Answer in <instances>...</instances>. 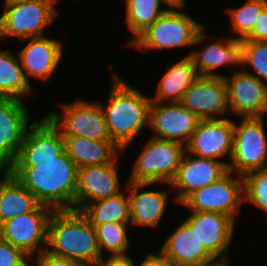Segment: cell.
I'll use <instances>...</instances> for the list:
<instances>
[{
	"instance_id": "cell-1",
	"label": "cell",
	"mask_w": 267,
	"mask_h": 266,
	"mask_svg": "<svg viewBox=\"0 0 267 266\" xmlns=\"http://www.w3.org/2000/svg\"><path fill=\"white\" fill-rule=\"evenodd\" d=\"M8 171L40 204L54 210L75 209L78 168L66 151L54 161H15Z\"/></svg>"
},
{
	"instance_id": "cell-2",
	"label": "cell",
	"mask_w": 267,
	"mask_h": 266,
	"mask_svg": "<svg viewBox=\"0 0 267 266\" xmlns=\"http://www.w3.org/2000/svg\"><path fill=\"white\" fill-rule=\"evenodd\" d=\"M49 253L98 266L101 259L96 229L79 210H54L48 224Z\"/></svg>"
},
{
	"instance_id": "cell-3",
	"label": "cell",
	"mask_w": 267,
	"mask_h": 266,
	"mask_svg": "<svg viewBox=\"0 0 267 266\" xmlns=\"http://www.w3.org/2000/svg\"><path fill=\"white\" fill-rule=\"evenodd\" d=\"M112 82L108 102L105 105L99 104L111 140L124 152L142 128L149 126L151 98L131 87L116 74Z\"/></svg>"
},
{
	"instance_id": "cell-4",
	"label": "cell",
	"mask_w": 267,
	"mask_h": 266,
	"mask_svg": "<svg viewBox=\"0 0 267 266\" xmlns=\"http://www.w3.org/2000/svg\"><path fill=\"white\" fill-rule=\"evenodd\" d=\"M185 7V1H178L141 32L129 46L159 50L201 45L205 40L204 25L183 12Z\"/></svg>"
},
{
	"instance_id": "cell-5",
	"label": "cell",
	"mask_w": 267,
	"mask_h": 266,
	"mask_svg": "<svg viewBox=\"0 0 267 266\" xmlns=\"http://www.w3.org/2000/svg\"><path fill=\"white\" fill-rule=\"evenodd\" d=\"M135 161L129 181L168 184L175 178L186 146L151 137Z\"/></svg>"
},
{
	"instance_id": "cell-6",
	"label": "cell",
	"mask_w": 267,
	"mask_h": 266,
	"mask_svg": "<svg viewBox=\"0 0 267 266\" xmlns=\"http://www.w3.org/2000/svg\"><path fill=\"white\" fill-rule=\"evenodd\" d=\"M58 0H33L13 6H4L0 16V38L16 37L26 42L28 38L42 37L44 31L58 16Z\"/></svg>"
},
{
	"instance_id": "cell-7",
	"label": "cell",
	"mask_w": 267,
	"mask_h": 266,
	"mask_svg": "<svg viewBox=\"0 0 267 266\" xmlns=\"http://www.w3.org/2000/svg\"><path fill=\"white\" fill-rule=\"evenodd\" d=\"M263 117L243 118L234 122L233 151L228 170L237 175L265 169L267 162V135ZM238 125V126H237Z\"/></svg>"
},
{
	"instance_id": "cell-8",
	"label": "cell",
	"mask_w": 267,
	"mask_h": 266,
	"mask_svg": "<svg viewBox=\"0 0 267 266\" xmlns=\"http://www.w3.org/2000/svg\"><path fill=\"white\" fill-rule=\"evenodd\" d=\"M242 202V176L228 170L215 182L191 193L180 205L195 212L221 213L235 221Z\"/></svg>"
},
{
	"instance_id": "cell-9",
	"label": "cell",
	"mask_w": 267,
	"mask_h": 266,
	"mask_svg": "<svg viewBox=\"0 0 267 266\" xmlns=\"http://www.w3.org/2000/svg\"><path fill=\"white\" fill-rule=\"evenodd\" d=\"M54 209L39 204L33 211L6 220L0 225V237L33 257L47 249L48 224Z\"/></svg>"
},
{
	"instance_id": "cell-10",
	"label": "cell",
	"mask_w": 267,
	"mask_h": 266,
	"mask_svg": "<svg viewBox=\"0 0 267 266\" xmlns=\"http://www.w3.org/2000/svg\"><path fill=\"white\" fill-rule=\"evenodd\" d=\"M62 113L46 116L60 130L62 136H81L90 140L112 141L100 104L96 101L75 100L62 105Z\"/></svg>"
},
{
	"instance_id": "cell-11",
	"label": "cell",
	"mask_w": 267,
	"mask_h": 266,
	"mask_svg": "<svg viewBox=\"0 0 267 266\" xmlns=\"http://www.w3.org/2000/svg\"><path fill=\"white\" fill-rule=\"evenodd\" d=\"M200 121L180 102L164 105L163 102L151 101L148 127L156 133L152 137L186 146Z\"/></svg>"
},
{
	"instance_id": "cell-12",
	"label": "cell",
	"mask_w": 267,
	"mask_h": 266,
	"mask_svg": "<svg viewBox=\"0 0 267 266\" xmlns=\"http://www.w3.org/2000/svg\"><path fill=\"white\" fill-rule=\"evenodd\" d=\"M223 76L228 97L229 111L242 118L264 117L267 114V83L244 70Z\"/></svg>"
},
{
	"instance_id": "cell-13",
	"label": "cell",
	"mask_w": 267,
	"mask_h": 266,
	"mask_svg": "<svg viewBox=\"0 0 267 266\" xmlns=\"http://www.w3.org/2000/svg\"><path fill=\"white\" fill-rule=\"evenodd\" d=\"M233 142V120L227 117L201 120L186 145V152L197 157L219 161L227 154L231 159Z\"/></svg>"
},
{
	"instance_id": "cell-14",
	"label": "cell",
	"mask_w": 267,
	"mask_h": 266,
	"mask_svg": "<svg viewBox=\"0 0 267 266\" xmlns=\"http://www.w3.org/2000/svg\"><path fill=\"white\" fill-rule=\"evenodd\" d=\"M23 100L0 98V163L7 169L15 162L29 127Z\"/></svg>"
},
{
	"instance_id": "cell-15",
	"label": "cell",
	"mask_w": 267,
	"mask_h": 266,
	"mask_svg": "<svg viewBox=\"0 0 267 266\" xmlns=\"http://www.w3.org/2000/svg\"><path fill=\"white\" fill-rule=\"evenodd\" d=\"M180 103L201 120L225 118L223 114L229 109L224 78L200 76Z\"/></svg>"
},
{
	"instance_id": "cell-16",
	"label": "cell",
	"mask_w": 267,
	"mask_h": 266,
	"mask_svg": "<svg viewBox=\"0 0 267 266\" xmlns=\"http://www.w3.org/2000/svg\"><path fill=\"white\" fill-rule=\"evenodd\" d=\"M191 156L187 152L184 154L177 174L170 183L171 187L181 190L174 198L177 204H181L191 193L215 182L228 171L227 161Z\"/></svg>"
},
{
	"instance_id": "cell-17",
	"label": "cell",
	"mask_w": 267,
	"mask_h": 266,
	"mask_svg": "<svg viewBox=\"0 0 267 266\" xmlns=\"http://www.w3.org/2000/svg\"><path fill=\"white\" fill-rule=\"evenodd\" d=\"M118 157L109 164L93 165L78 169L75 210L87 203L123 192L120 189Z\"/></svg>"
},
{
	"instance_id": "cell-18",
	"label": "cell",
	"mask_w": 267,
	"mask_h": 266,
	"mask_svg": "<svg viewBox=\"0 0 267 266\" xmlns=\"http://www.w3.org/2000/svg\"><path fill=\"white\" fill-rule=\"evenodd\" d=\"M186 218V222L196 231L200 243L216 258L227 261L224 254L230 246L235 223L230 216L216 212H195Z\"/></svg>"
},
{
	"instance_id": "cell-19",
	"label": "cell",
	"mask_w": 267,
	"mask_h": 266,
	"mask_svg": "<svg viewBox=\"0 0 267 266\" xmlns=\"http://www.w3.org/2000/svg\"><path fill=\"white\" fill-rule=\"evenodd\" d=\"M64 151L60 130L45 115L27 131L15 161H54Z\"/></svg>"
},
{
	"instance_id": "cell-20",
	"label": "cell",
	"mask_w": 267,
	"mask_h": 266,
	"mask_svg": "<svg viewBox=\"0 0 267 266\" xmlns=\"http://www.w3.org/2000/svg\"><path fill=\"white\" fill-rule=\"evenodd\" d=\"M62 42L47 37L30 38L18 53L27 81L30 77L47 81L57 69L63 56Z\"/></svg>"
},
{
	"instance_id": "cell-21",
	"label": "cell",
	"mask_w": 267,
	"mask_h": 266,
	"mask_svg": "<svg viewBox=\"0 0 267 266\" xmlns=\"http://www.w3.org/2000/svg\"><path fill=\"white\" fill-rule=\"evenodd\" d=\"M160 251L175 266H197L216 259L185 220L165 239Z\"/></svg>"
},
{
	"instance_id": "cell-22",
	"label": "cell",
	"mask_w": 267,
	"mask_h": 266,
	"mask_svg": "<svg viewBox=\"0 0 267 266\" xmlns=\"http://www.w3.org/2000/svg\"><path fill=\"white\" fill-rule=\"evenodd\" d=\"M191 57L200 76L223 77L213 70L222 65H244V39H234L233 36L219 39L207 44L201 51H192Z\"/></svg>"
},
{
	"instance_id": "cell-23",
	"label": "cell",
	"mask_w": 267,
	"mask_h": 266,
	"mask_svg": "<svg viewBox=\"0 0 267 266\" xmlns=\"http://www.w3.org/2000/svg\"><path fill=\"white\" fill-rule=\"evenodd\" d=\"M153 183H134L128 181V196L130 201V224L156 227L163 217L168 194L165 191H142V188Z\"/></svg>"
},
{
	"instance_id": "cell-24",
	"label": "cell",
	"mask_w": 267,
	"mask_h": 266,
	"mask_svg": "<svg viewBox=\"0 0 267 266\" xmlns=\"http://www.w3.org/2000/svg\"><path fill=\"white\" fill-rule=\"evenodd\" d=\"M65 151L77 168L112 163L122 154L113 141L90 140L81 136H63Z\"/></svg>"
},
{
	"instance_id": "cell-25",
	"label": "cell",
	"mask_w": 267,
	"mask_h": 266,
	"mask_svg": "<svg viewBox=\"0 0 267 266\" xmlns=\"http://www.w3.org/2000/svg\"><path fill=\"white\" fill-rule=\"evenodd\" d=\"M200 77L190 56H185L180 61L167 69L158 82L154 102H181L185 92Z\"/></svg>"
},
{
	"instance_id": "cell-26",
	"label": "cell",
	"mask_w": 267,
	"mask_h": 266,
	"mask_svg": "<svg viewBox=\"0 0 267 266\" xmlns=\"http://www.w3.org/2000/svg\"><path fill=\"white\" fill-rule=\"evenodd\" d=\"M2 180V181H1ZM0 180V225L33 211L40 203L9 171Z\"/></svg>"
},
{
	"instance_id": "cell-27",
	"label": "cell",
	"mask_w": 267,
	"mask_h": 266,
	"mask_svg": "<svg viewBox=\"0 0 267 266\" xmlns=\"http://www.w3.org/2000/svg\"><path fill=\"white\" fill-rule=\"evenodd\" d=\"M123 192L87 203L80 212L96 227L110 222L130 223L129 196Z\"/></svg>"
},
{
	"instance_id": "cell-28",
	"label": "cell",
	"mask_w": 267,
	"mask_h": 266,
	"mask_svg": "<svg viewBox=\"0 0 267 266\" xmlns=\"http://www.w3.org/2000/svg\"><path fill=\"white\" fill-rule=\"evenodd\" d=\"M11 51L0 50V98L23 100L31 93L21 62Z\"/></svg>"
},
{
	"instance_id": "cell-29",
	"label": "cell",
	"mask_w": 267,
	"mask_h": 266,
	"mask_svg": "<svg viewBox=\"0 0 267 266\" xmlns=\"http://www.w3.org/2000/svg\"><path fill=\"white\" fill-rule=\"evenodd\" d=\"M126 2L127 25L132 35L129 45L141 32L150 26L160 16L165 14L177 0H124ZM161 4L168 5L167 8H161Z\"/></svg>"
},
{
	"instance_id": "cell-30",
	"label": "cell",
	"mask_w": 267,
	"mask_h": 266,
	"mask_svg": "<svg viewBox=\"0 0 267 266\" xmlns=\"http://www.w3.org/2000/svg\"><path fill=\"white\" fill-rule=\"evenodd\" d=\"M127 224L130 223L110 222L95 227L101 256L102 251L106 250L110 252V255L127 254L130 244L127 235Z\"/></svg>"
},
{
	"instance_id": "cell-31",
	"label": "cell",
	"mask_w": 267,
	"mask_h": 266,
	"mask_svg": "<svg viewBox=\"0 0 267 266\" xmlns=\"http://www.w3.org/2000/svg\"><path fill=\"white\" fill-rule=\"evenodd\" d=\"M267 6V0H247L243 6L229 9L232 31L238 36L234 39H244L253 29L255 22L263 9Z\"/></svg>"
},
{
	"instance_id": "cell-32",
	"label": "cell",
	"mask_w": 267,
	"mask_h": 266,
	"mask_svg": "<svg viewBox=\"0 0 267 266\" xmlns=\"http://www.w3.org/2000/svg\"><path fill=\"white\" fill-rule=\"evenodd\" d=\"M242 179L243 202L253 204L267 213V169L248 172Z\"/></svg>"
},
{
	"instance_id": "cell-33",
	"label": "cell",
	"mask_w": 267,
	"mask_h": 266,
	"mask_svg": "<svg viewBox=\"0 0 267 266\" xmlns=\"http://www.w3.org/2000/svg\"><path fill=\"white\" fill-rule=\"evenodd\" d=\"M250 65L256 74L243 69L246 73L267 82V41L244 40V65ZM259 74V75H257Z\"/></svg>"
},
{
	"instance_id": "cell-34",
	"label": "cell",
	"mask_w": 267,
	"mask_h": 266,
	"mask_svg": "<svg viewBox=\"0 0 267 266\" xmlns=\"http://www.w3.org/2000/svg\"><path fill=\"white\" fill-rule=\"evenodd\" d=\"M29 257L0 237V266H30Z\"/></svg>"
},
{
	"instance_id": "cell-35",
	"label": "cell",
	"mask_w": 267,
	"mask_h": 266,
	"mask_svg": "<svg viewBox=\"0 0 267 266\" xmlns=\"http://www.w3.org/2000/svg\"><path fill=\"white\" fill-rule=\"evenodd\" d=\"M35 261L37 266H83L77 261L53 255L47 250L39 253Z\"/></svg>"
},
{
	"instance_id": "cell-36",
	"label": "cell",
	"mask_w": 267,
	"mask_h": 266,
	"mask_svg": "<svg viewBox=\"0 0 267 266\" xmlns=\"http://www.w3.org/2000/svg\"><path fill=\"white\" fill-rule=\"evenodd\" d=\"M248 41H267V6L258 17L252 31L244 38Z\"/></svg>"
},
{
	"instance_id": "cell-37",
	"label": "cell",
	"mask_w": 267,
	"mask_h": 266,
	"mask_svg": "<svg viewBox=\"0 0 267 266\" xmlns=\"http://www.w3.org/2000/svg\"><path fill=\"white\" fill-rule=\"evenodd\" d=\"M98 266H137L128 254L110 255L109 258L101 259Z\"/></svg>"
},
{
	"instance_id": "cell-38",
	"label": "cell",
	"mask_w": 267,
	"mask_h": 266,
	"mask_svg": "<svg viewBox=\"0 0 267 266\" xmlns=\"http://www.w3.org/2000/svg\"><path fill=\"white\" fill-rule=\"evenodd\" d=\"M139 266H175L160 250L158 255L148 253Z\"/></svg>"
},
{
	"instance_id": "cell-39",
	"label": "cell",
	"mask_w": 267,
	"mask_h": 266,
	"mask_svg": "<svg viewBox=\"0 0 267 266\" xmlns=\"http://www.w3.org/2000/svg\"><path fill=\"white\" fill-rule=\"evenodd\" d=\"M197 266H228L227 261L220 259H214L213 261L202 264V265H197Z\"/></svg>"
},
{
	"instance_id": "cell-40",
	"label": "cell",
	"mask_w": 267,
	"mask_h": 266,
	"mask_svg": "<svg viewBox=\"0 0 267 266\" xmlns=\"http://www.w3.org/2000/svg\"><path fill=\"white\" fill-rule=\"evenodd\" d=\"M30 1H33V0H5L4 6H13L16 4L26 3V2H30Z\"/></svg>"
},
{
	"instance_id": "cell-41",
	"label": "cell",
	"mask_w": 267,
	"mask_h": 266,
	"mask_svg": "<svg viewBox=\"0 0 267 266\" xmlns=\"http://www.w3.org/2000/svg\"><path fill=\"white\" fill-rule=\"evenodd\" d=\"M8 171V169L0 163V172L6 173Z\"/></svg>"
}]
</instances>
